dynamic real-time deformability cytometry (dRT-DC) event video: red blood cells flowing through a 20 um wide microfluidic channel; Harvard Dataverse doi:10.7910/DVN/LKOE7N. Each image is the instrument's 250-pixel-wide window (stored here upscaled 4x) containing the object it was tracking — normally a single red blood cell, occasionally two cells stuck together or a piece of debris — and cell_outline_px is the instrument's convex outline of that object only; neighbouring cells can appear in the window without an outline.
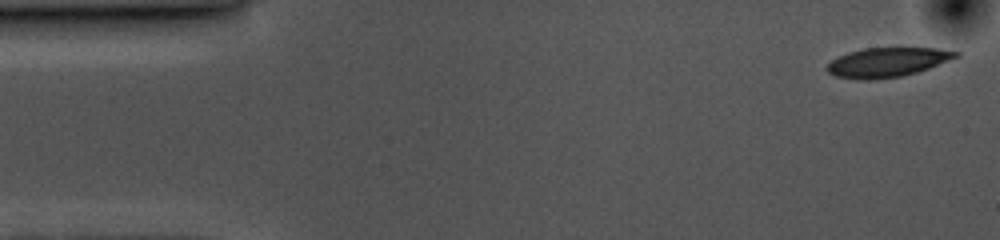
{"species": "common noctule bat (a hibernating species)", "species_latin": "Nyctalus noctula", "temperature_condition": "cold", "stored_images_in_passage": 54, "camera_frame_rate_fps": 3000, "um_per_image_px": 0.085, "animal": {"sex": "female", "body_mass_g": 10.0, "forearm_length_mm": 53.1}, "frame": {"image": 1, "passage_image": 1, "time_ms": 0.0, "image_size_px": [1000, 240], "cell_outline_px": [[960, 56], [928, 68], [916, 72], [900, 76], [872, 80], [860, 80], [836, 76], [828, 72], [824, 68], [832, 60], [848, 52], [864, 48], [936, 48], [960, 52]], "centroid_in_image_um": [75.4, 5.29], "position_along_channel_um": 9.6, "area_um2": 21.91}}
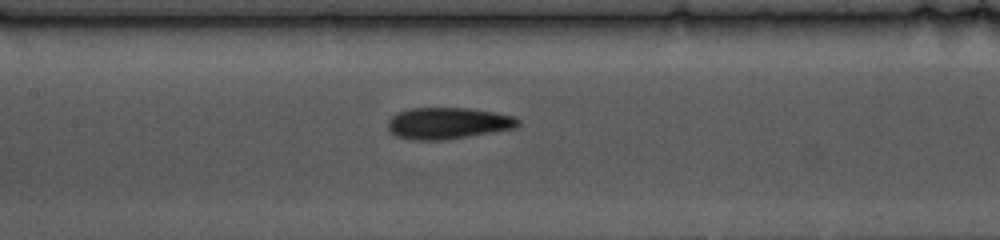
{"frame": {"image": 2, "passage_image": 23, "time_ms": 7.333, "image_size_px": [1000, 240], "cell_outline_px": [[520, 124], [516, 128], [444, 140], [412, 140], [396, 136], [388, 132], [388, 120], [396, 112], [408, 108], [468, 108], [492, 112], [512, 116], [520, 120]], "centroid_in_image_um": [38.02, 10.47], "position_along_channel_um": 169.4, "area_um2": 23.99}}
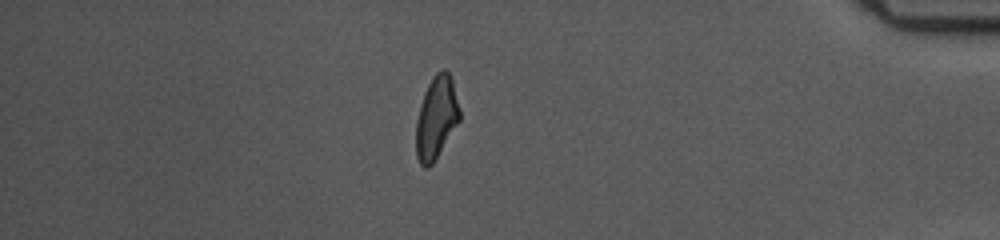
{"frame": {"image": 3, "passage_image": 46, "time_ms": 15.0, "image_size_px": [1000, 240], "cell_outline_px": [[460, 120], [432, 164], [428, 168], [424, 168], [420, 164], [416, 156], [416, 120], [420, 104], [424, 92], [432, 76], [436, 72], [444, 68], [452, 76], [460, 108]], "centroid_in_image_um": [37.09, 9.97], "position_along_channel_um": 398.1, "area_um2": 21.21}, "authors_computed_cell_mechanics": {"area_um2": 22.831, "velocity_mm_per_s": 3.5563, "shape_relaxation_time_tau1_ms": 4.8178, "shape_relaxation_time_tau2_ms": 4.2637, "deformation_change_tau1": 0.1363, "deformation_change_tau2": 0.1094}}